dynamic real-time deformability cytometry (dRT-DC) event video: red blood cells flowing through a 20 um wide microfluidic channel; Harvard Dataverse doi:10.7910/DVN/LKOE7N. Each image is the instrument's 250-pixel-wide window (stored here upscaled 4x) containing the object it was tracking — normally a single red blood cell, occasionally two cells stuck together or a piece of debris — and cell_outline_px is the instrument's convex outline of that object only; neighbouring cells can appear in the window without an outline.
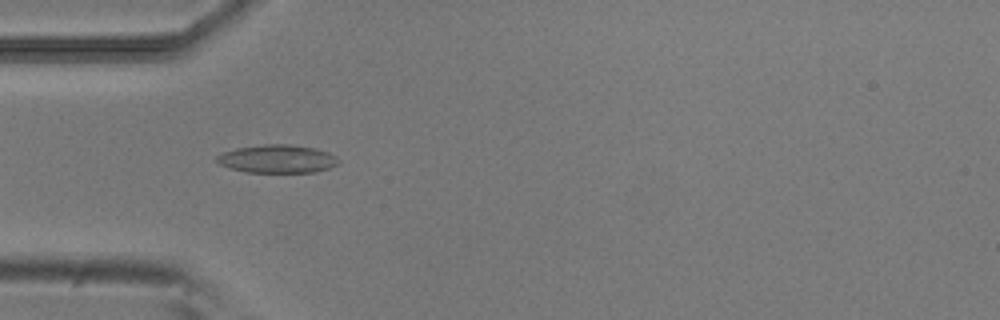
{"species": "common noctule bat (a hibernating species)", "species_latin": "Nyctalus noctula", "temperature_condition": "room temperature", "stored_images_in_passage": 53, "camera_frame_rate_fps": 3000, "um_per_image_px": 0.085, "animal": {"sex": "male", "body_mass_g": 20.5, "forearm_length_mm": 52.5}, "frame": {"image": 1, "passage_image": 16, "time_ms": 5.0, "image_size_px": [1000, 320], "cell_outline_px": [[340, 160], [336, 164], [328, 168], [312, 172], [244, 172], [228, 168], [220, 164], [216, 160], [216, 156], [224, 152], [236, 148], [264, 144], [292, 144], [316, 148], [328, 152], [336, 156]], "centroid_in_image_um": [23.56, 13.5], "position_along_channel_um": 61.4, "area_um2": 20.0}}
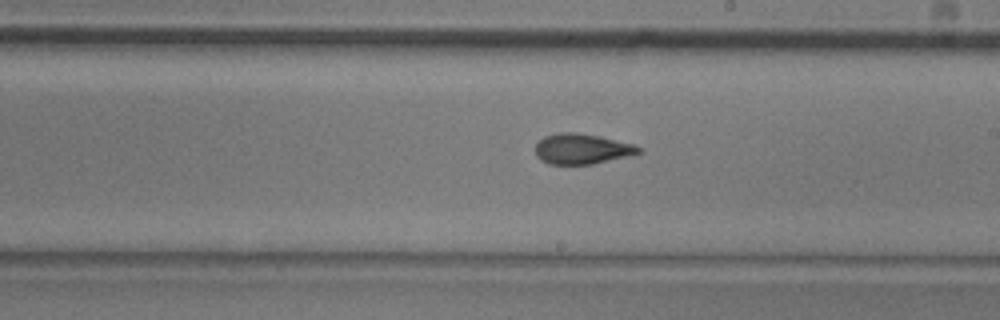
{"frame": {"image": 2, "passage_image": 30, "time_ms": 9.667, "image_size_px": [1000, 320], "cell_outline_px": [[644, 152], [592, 164], [548, 164], [540, 160], [536, 156], [536, 144], [544, 136], [560, 132], [576, 132], [600, 136], [636, 144]], "centroid_in_image_um": [49.47, 12.65], "position_along_channel_um": 239.5, "area_um2": 18.38}}
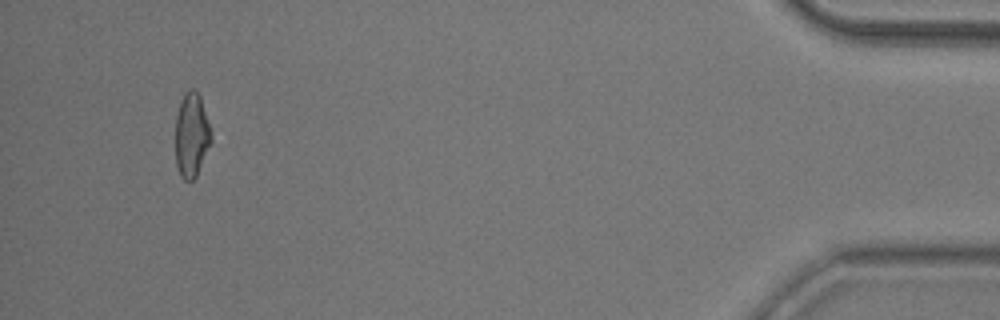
{"frame": {"image": 3, "passage_image": 50, "time_ms": 16.333, "image_size_px": [1000, 320], "cell_outline_px": [[212, 140], [196, 176], [192, 180], [184, 180], [180, 176], [176, 164], [176, 116], [180, 100], [184, 92], [188, 88], [196, 88], [200, 96], [212, 132]], "centroid_in_image_um": [16.28, 11.43], "position_along_channel_um": 418.9, "area_um2": 17.74}, "authors_computed_cell_mechanics": {"area_um2": 18.3226, "velocity_mm_per_s": 3.8188, "shape_relaxation_time_tau1_ms": 11.2419, "shape_relaxation_time_tau2_ms": 2.2165, "deformation_change_tau1": 0.1944, "deformation_change_tau2": 0.0874}}